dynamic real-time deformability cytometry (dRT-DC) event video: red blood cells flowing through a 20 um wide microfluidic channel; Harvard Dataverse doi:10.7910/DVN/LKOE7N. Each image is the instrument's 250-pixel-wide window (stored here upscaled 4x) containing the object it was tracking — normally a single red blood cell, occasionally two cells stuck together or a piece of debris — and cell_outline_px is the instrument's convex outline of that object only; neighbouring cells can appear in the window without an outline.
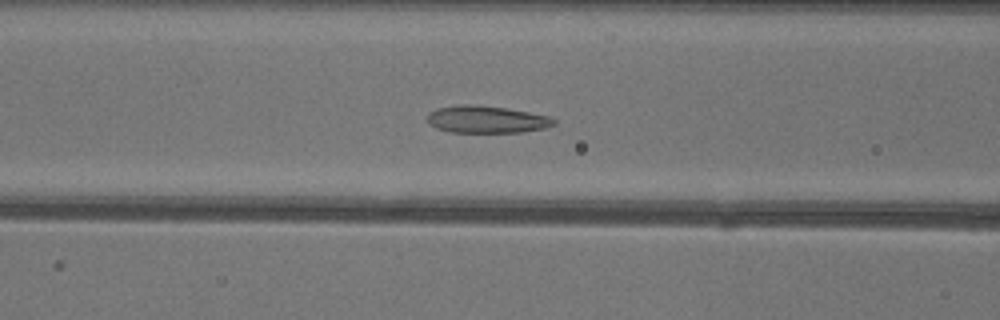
{"species": "common noctule bat (a hibernating species)", "species_latin": "Nyctalus noctula", "temperature_condition": "warm", "stored_images_in_passage": 51, "camera_frame_rate_fps": 3000, "um_per_image_px": 0.085, "animal": {"sex": "female"}, "frame": {"image": 1, "passage_image": 20, "time_ms": 6.333, "image_size_px": [1000, 320], "cell_outline_px": [[556, 124], [544, 128], [520, 132], [448, 132], [436, 128], [428, 124], [428, 112], [436, 108], [460, 104], [476, 104], [504, 108], [528, 112], [548, 116], [556, 120]], "centroid_in_image_um": [41.31, 10.14], "position_along_channel_um": 125.3, "area_um2": 20.11}}
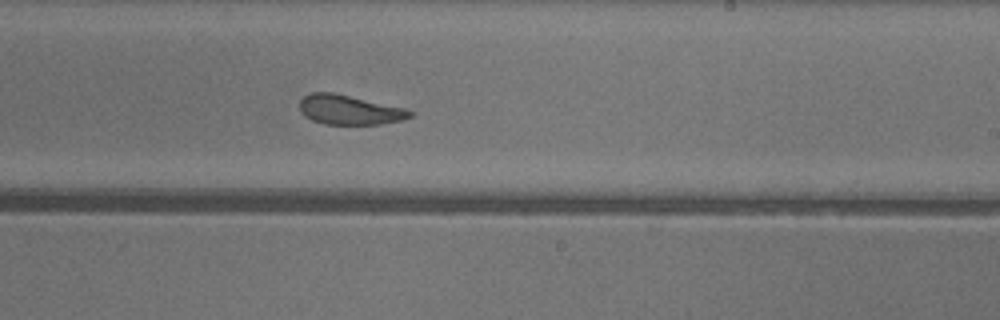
{"frame": {"image": 2, "passage_image": 30, "time_ms": 9.667, "image_size_px": [1000, 320], "cell_outline_px": [[412, 116], [404, 120], [380, 124], [324, 124], [312, 120], [304, 116], [300, 112], [300, 100], [304, 96], [312, 92], [332, 92], [408, 108], [412, 112]], "centroid_in_image_um": [29.72, 9.33], "position_along_channel_um": 259.3, "area_um2": 19.19}}
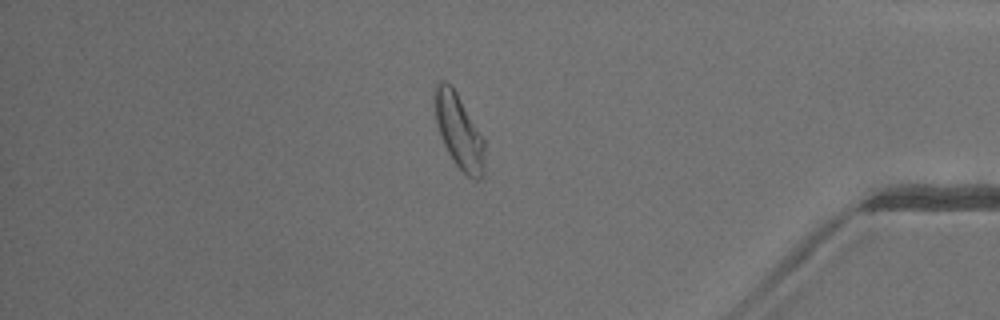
{"frame": {"image": 3, "passage_image": 43, "time_ms": 14.0, "image_size_px": [1000, 320], "cell_outline_px": [[484, 176], [480, 180], [472, 180], [452, 160], [444, 144], [436, 120], [432, 96], [436, 84], [440, 80], [444, 80], [456, 92], [484, 140]], "centroid_in_image_um": [39.0, 11.17], "position_along_channel_um": 396.2, "area_um2": 21.44}, "authors_computed_cell_mechanics": {"area_um2": 21.675, "velocity_mm_per_s": 4.0315, "shape_relaxation_time_tau1_ms": 8.49, "shape_relaxation_time_tau2_ms": 2.834, "deformation_change_tau1": 0.1869, "deformation_change_tau2": 0.1171}}